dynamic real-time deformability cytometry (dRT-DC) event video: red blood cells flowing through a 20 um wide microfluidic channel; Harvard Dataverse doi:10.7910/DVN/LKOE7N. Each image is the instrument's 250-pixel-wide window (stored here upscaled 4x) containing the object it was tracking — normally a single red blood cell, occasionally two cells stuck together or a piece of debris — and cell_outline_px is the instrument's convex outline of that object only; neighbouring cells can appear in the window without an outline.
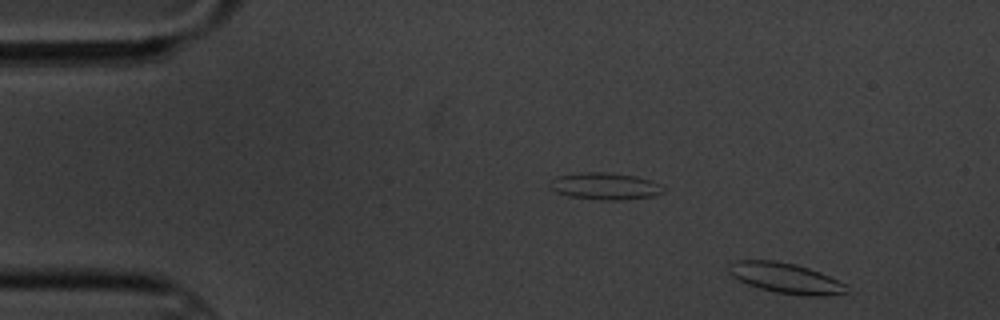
{"species": "common noctule bat (a hibernating species)", "species_latin": "Nyctalus noctula", "temperature_condition": "cold", "stored_images_in_passage": 3, "camera_frame_rate_fps": 3000, "um_per_image_px": 0.085, "animal": {"sex": "male", "body_mass_g": 20.1, "forearm_length_mm": 53.5}, "frame": {"image": 1, "passage_image": 3, "time_ms": 2.333, "image_size_px": [1000, 320], "cell_outline_px": [[848, 292], [824, 296], [804, 296], [776, 292], [760, 288], [748, 284], [732, 276], [728, 272], [728, 264], [736, 260], [776, 260], [796, 264], [820, 272], [844, 284]], "centroid_in_image_um": [66.74, 23.63], "position_along_channel_um": 18.3, "area_um2": 20.69}}